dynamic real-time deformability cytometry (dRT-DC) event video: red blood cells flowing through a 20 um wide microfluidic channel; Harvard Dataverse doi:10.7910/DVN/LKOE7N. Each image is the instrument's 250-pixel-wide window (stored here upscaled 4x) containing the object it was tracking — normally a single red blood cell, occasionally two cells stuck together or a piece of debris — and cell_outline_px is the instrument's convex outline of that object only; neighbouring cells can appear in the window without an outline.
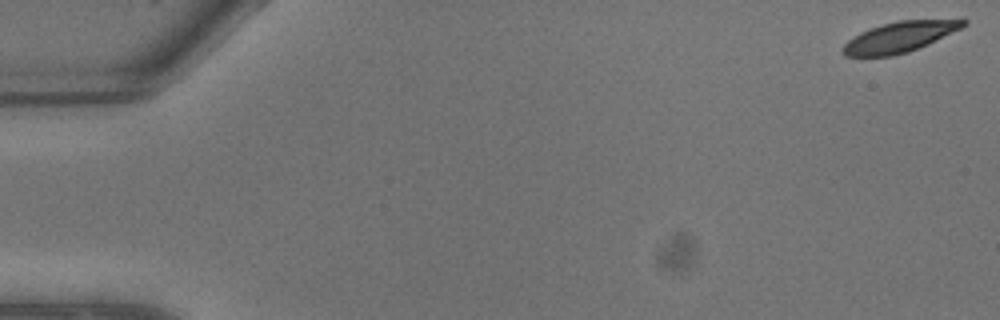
{"species": "common noctule bat (a hibernating species)", "species_latin": "Nyctalus noctula", "temperature_condition": "warm", "stored_images_in_passage": 9, "camera_frame_rate_fps": 3000, "um_per_image_px": 0.085, "animal": {"sex": "male", "body_mass_g": 13.3}, "frame": {"image": 1, "passage_image": 1, "time_ms": 0.0, "image_size_px": [1000, 320], "cell_outline_px": [[968, 24], [928, 44], [908, 52], [892, 56], [844, 56], [840, 52], [840, 48], [848, 40], [860, 32], [896, 20], [968, 20]], "centroid_in_image_um": [76.4, 3.16], "position_along_channel_um": 8.6, "area_um2": 21.15}}
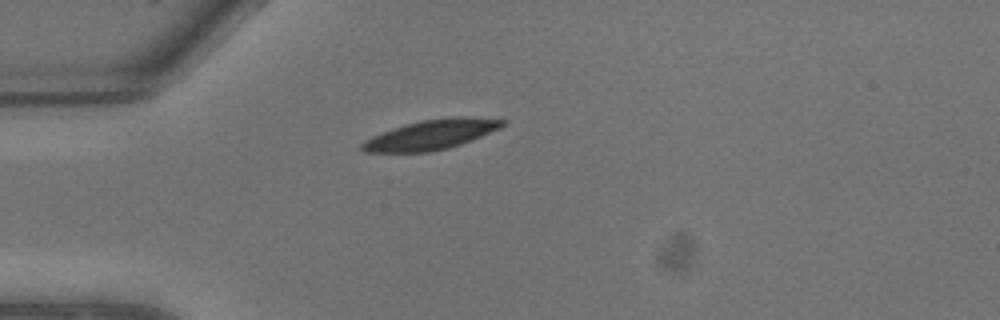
{"frame": {"image": 2, "passage_image": 7, "time_ms": 2.0, "image_size_px": [1000, 320], "cell_outline_px": [[508, 124], [500, 128], [460, 144], [448, 148], [428, 152], [364, 152], [360, 148], [360, 144], [364, 140], [372, 136], [392, 128], [420, 120], [452, 116], [460, 116], [508, 120]], "centroid_in_image_um": [36.64, 11.43], "position_along_channel_um": 48.4, "area_um2": 24.39}}
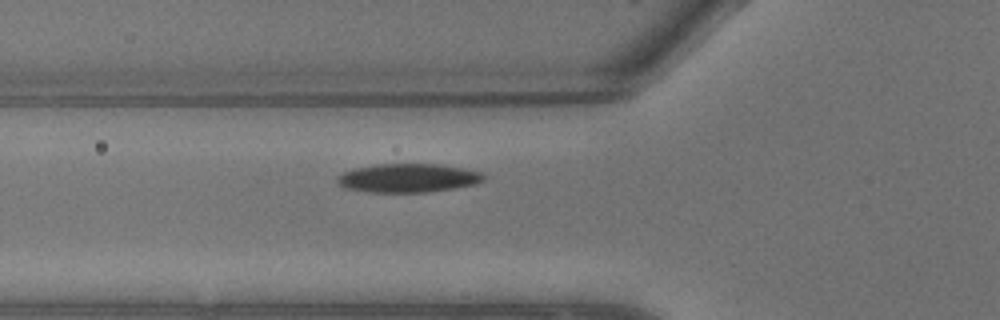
{"frame": {"image": 3, "passage_image": 9, "time_ms": 2.667, "image_size_px": [1000, 320], "cell_outline_px": [[484, 180], [476, 184], [428, 192], [368, 192], [344, 188], [336, 184], [336, 176], [352, 168], [376, 164], [440, 164], [484, 172]], "centroid_in_image_um": [34.64, 15.13], "position_along_channel_um": 91.2, "area_um2": 24.74}}